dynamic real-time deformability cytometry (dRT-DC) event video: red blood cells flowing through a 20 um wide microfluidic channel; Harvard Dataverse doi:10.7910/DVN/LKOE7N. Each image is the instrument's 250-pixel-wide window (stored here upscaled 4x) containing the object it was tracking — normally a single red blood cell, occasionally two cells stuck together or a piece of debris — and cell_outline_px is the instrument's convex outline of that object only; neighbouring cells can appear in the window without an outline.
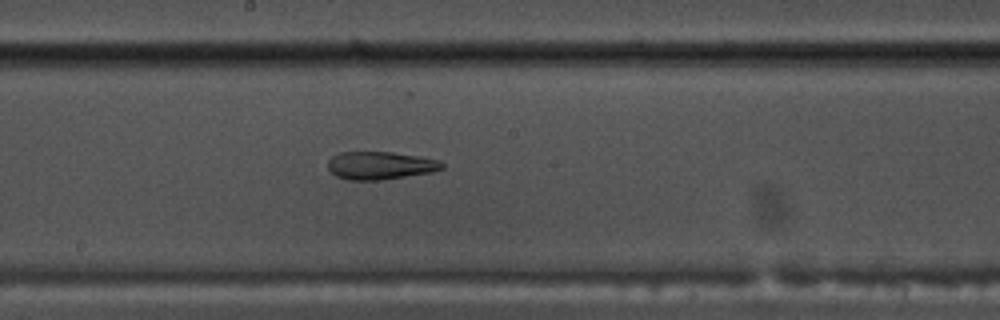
{"species": "common noctule bat (a hibernating species)", "species_latin": "Nyctalus noctula", "temperature_condition": "warm", "stored_images_in_passage": 44, "camera_frame_rate_fps": 3000, "um_per_image_px": 0.085, "animal": {"sex": "male", "body_mass_g": 17.5, "forearm_length_mm": 52.3}, "frame": {"image": 1, "passage_image": 25, "time_ms": 8.0, "image_size_px": [1000, 320], "cell_outline_px": [[444, 168], [432, 172], [380, 180], [348, 180], [336, 176], [328, 168], [328, 160], [332, 156], [340, 152], [392, 152], [420, 156], [440, 160], [444, 164]], "centroid_in_image_um": [32.33, 14.06], "position_along_channel_um": 215.9, "area_um2": 18.61}}
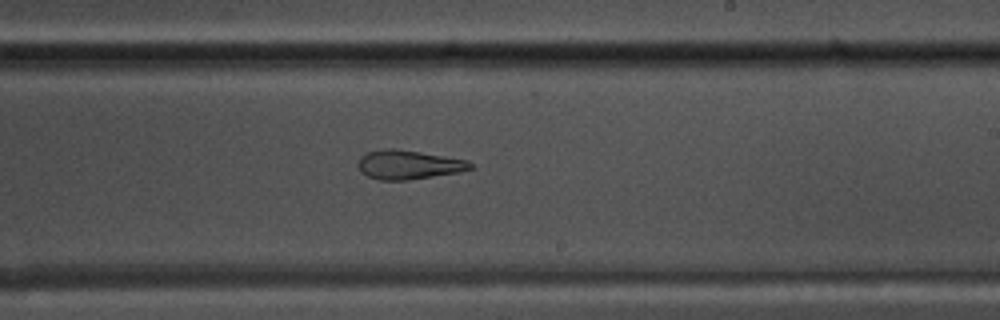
{"frame": {"image": 2, "passage_image": 28, "time_ms": 9.0, "image_size_px": [1000, 320], "cell_outline_px": [[472, 168], [460, 172], [408, 180], [380, 180], [368, 176], [360, 172], [356, 164], [360, 156], [368, 152], [388, 148], [396, 148], [468, 160], [472, 164]], "centroid_in_image_um": [34.69, 14.0], "position_along_channel_um": 254.3, "area_um2": 19.07}}
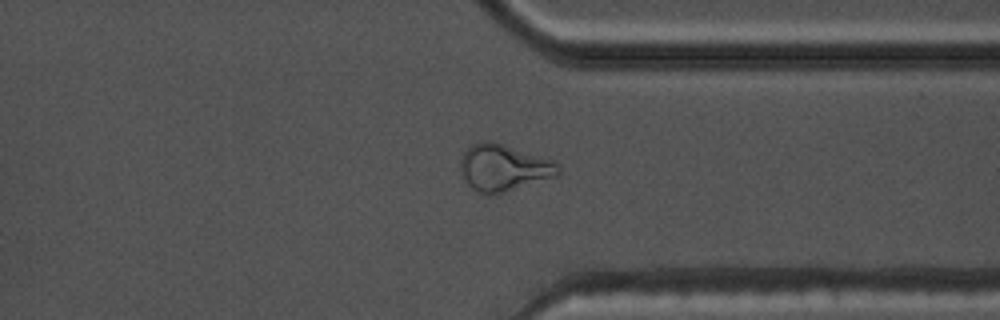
{"frame": {"image": 3, "passage_image": 37, "time_ms": 12.0, "image_size_px": [1000, 320], "cell_outline_px": [[560, 176], [496, 196], [488, 196], [476, 192], [464, 180], [460, 168], [460, 160], [464, 152], [472, 144], [488, 140], [492, 140], [556, 160], [560, 164]], "centroid_in_image_um": [42.87, 14.29], "position_along_channel_um": 368.5, "area_um2": 27.74}, "authors_computed_cell_mechanics": {"area_um2": 21.3571, "velocity_mm_per_s": 3.8332, "shape_relaxation_time_tau1_ms": null, "shape_relaxation_time_tau2_ms": 2.8101, "deformation_change_tau1": null, "deformation_change_tau2": 0.1231}}